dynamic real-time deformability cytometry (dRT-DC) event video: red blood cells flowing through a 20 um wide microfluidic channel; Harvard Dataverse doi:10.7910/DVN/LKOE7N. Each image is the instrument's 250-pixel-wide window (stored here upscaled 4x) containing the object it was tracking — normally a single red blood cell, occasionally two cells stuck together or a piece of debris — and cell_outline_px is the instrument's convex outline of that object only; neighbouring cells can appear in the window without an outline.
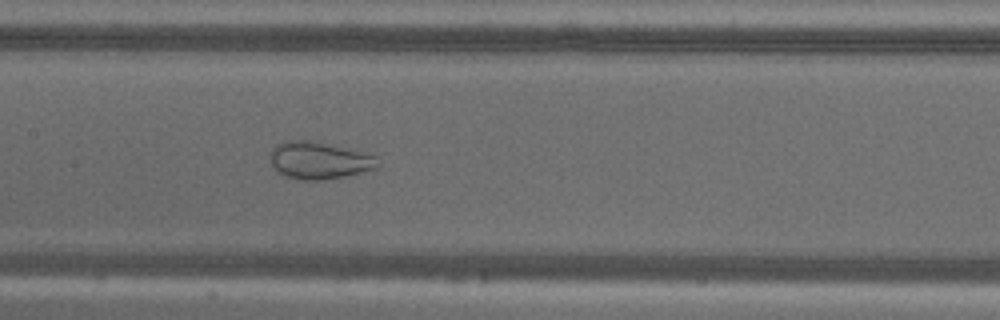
{"species": "common noctule bat (a hibernating species)", "species_latin": "Nyctalus noctula", "temperature_condition": "warm", "stored_images_in_passage": 56, "camera_frame_rate_fps": 3000, "um_per_image_px": 0.085, "animal": {"sex": "male", "body_mass_g": 18.8}, "frame": {"image": 1, "passage_image": 27, "time_ms": 8.667, "image_size_px": [1000, 320], "cell_outline_px": [[380, 164], [376, 168], [344, 176], [320, 180], [300, 180], [284, 176], [276, 172], [272, 164], [272, 148], [276, 144], [288, 140], [308, 140], [352, 148], [368, 152], [376, 156]], "centroid_in_image_um": [27.15, 13.62], "position_along_channel_um": 180.2, "area_um2": 23.52}}
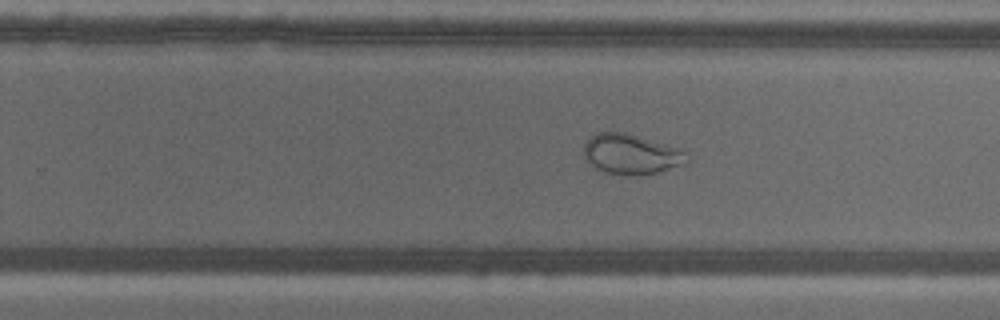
{"frame": {"image": 2, "passage_image": 35, "time_ms": 11.333, "image_size_px": [1000, 320], "cell_outline_px": [[688, 160], [680, 164], [656, 172], [632, 176], [604, 172], [596, 168], [584, 160], [584, 144], [596, 132], [624, 132], [688, 148]], "centroid_in_image_um": [53.68, 13.08], "position_along_channel_um": 276.1, "area_um2": 24.51}}
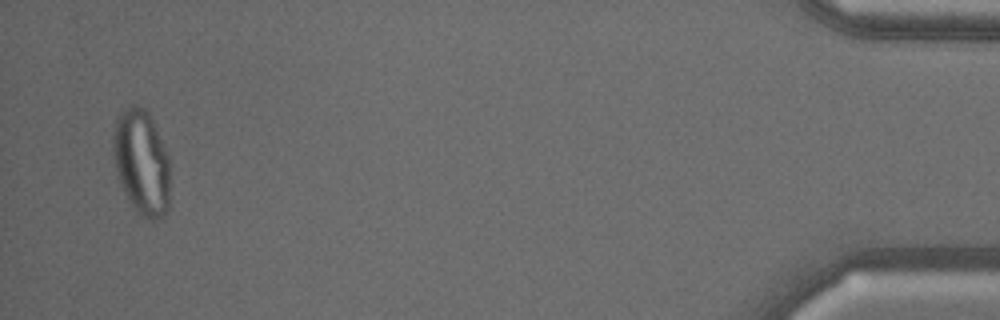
{"frame": {"image": 3, "passage_image": 54, "time_ms": 17.667, "image_size_px": [1000, 320], "cell_outline_px": [[168, 212], [164, 216], [156, 220], [148, 220], [136, 212], [128, 200], [120, 184], [116, 172], [112, 156], [112, 132], [116, 116], [124, 108], [136, 104], [144, 108], [148, 112], [168, 152]], "centroid_in_image_um": [11.99, 13.79], "position_along_channel_um": 423.2, "area_um2": 35.49}}